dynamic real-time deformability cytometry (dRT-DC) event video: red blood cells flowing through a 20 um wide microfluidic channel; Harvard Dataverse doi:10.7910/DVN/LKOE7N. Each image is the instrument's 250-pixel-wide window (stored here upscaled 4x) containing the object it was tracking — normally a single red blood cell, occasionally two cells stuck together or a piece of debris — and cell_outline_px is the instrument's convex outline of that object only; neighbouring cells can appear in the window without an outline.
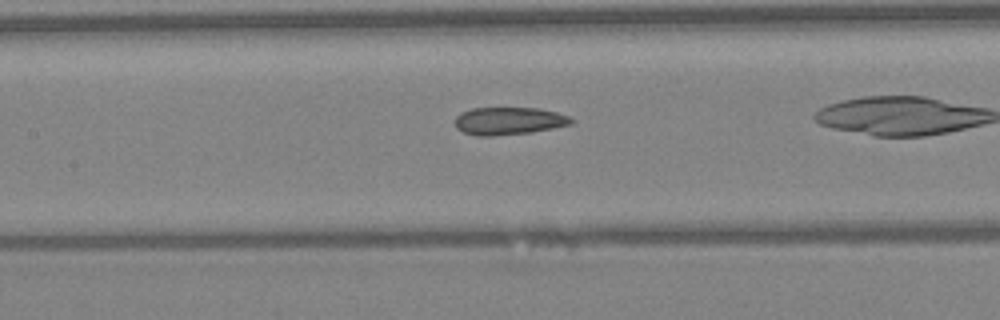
{"species": "Egyptian fruit bat (a non-hibernating species)", "species_latin": "Rousettus aegyptiacus", "temperature_condition": "warm", "stored_images_in_passage": 28, "camera_frame_rate_fps": 3000, "um_per_image_px": 0.085, "animal": {"sex": "female"}, "frame": {"image": 1, "passage_image": 8, "time_ms": 2.333, "image_size_px": [1000, 320], "cell_outline_px": [[572, 124], [552, 128], [528, 132], [492, 136], [476, 136], [464, 132], [456, 128], [456, 116], [460, 112], [472, 108], [540, 108], [556, 112], [568, 116], [572, 120]], "centroid_in_image_um": [43.21, 10.27], "position_along_channel_um": 164.2, "area_um2": 18.55}, "authors_computed_cell_mechanics": {"area_um2": 18.5249, "velocity_mm_per_s": 4.2811, "shape_relaxation_time_tau1_ms": null, "shape_relaxation_time_tau2_ms": 5.0638, "deformation_change_tau1": null, "deformation_change_tau2": 0.0974}}